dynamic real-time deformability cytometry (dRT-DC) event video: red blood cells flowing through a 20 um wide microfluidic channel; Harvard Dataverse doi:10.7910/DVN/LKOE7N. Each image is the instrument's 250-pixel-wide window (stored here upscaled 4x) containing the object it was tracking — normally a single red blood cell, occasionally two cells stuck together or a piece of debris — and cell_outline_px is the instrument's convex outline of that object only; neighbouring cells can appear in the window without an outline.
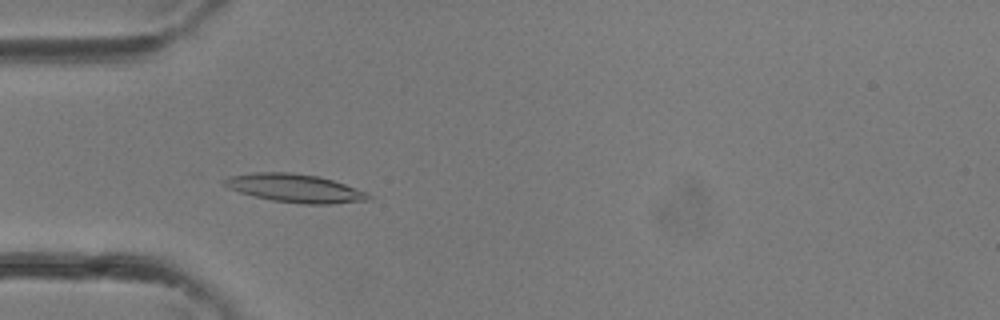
{"species": "common noctule bat (a hibernating species)", "species_latin": "Nyctalus noctula", "temperature_condition": "room temperature", "stored_images_in_passage": 29, "camera_frame_rate_fps": 3000, "um_per_image_px": 0.085, "animal": {"sex": "female"}, "frame": {"image": 1, "passage_image": 11, "time_ms": 3.333, "image_size_px": [1000, 320], "cell_outline_px": [[372, 200], [332, 204], [300, 204], [272, 200], [240, 192], [224, 184], [220, 180], [228, 176], [252, 172], [292, 172], [320, 176], [368, 192], [372, 196]], "centroid_in_image_um": [25.11, 15.99], "position_along_channel_um": 59.9, "area_um2": 23.93}}
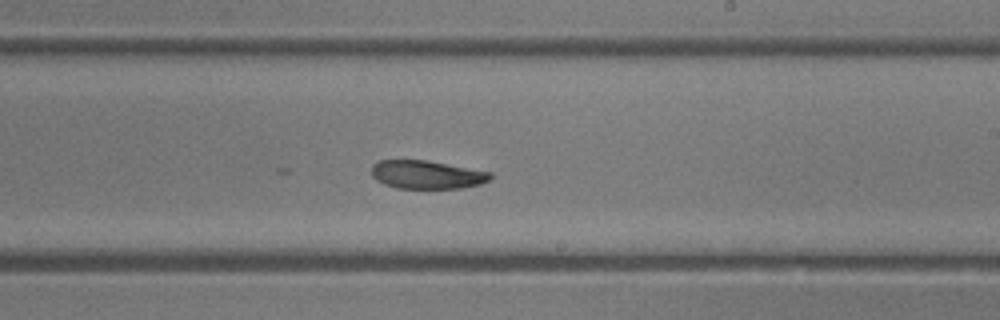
{"frame": {"image": 2, "passage_image": 21, "time_ms": 6.667, "image_size_px": [1000, 320], "cell_outline_px": [[492, 176], [488, 180], [480, 184], [460, 188], [396, 188], [384, 184], [376, 180], [372, 176], [372, 164], [380, 160], [428, 160], [492, 172]], "centroid_in_image_um": [36.27, 14.84], "position_along_channel_um": 252.7, "area_um2": 19.65}}
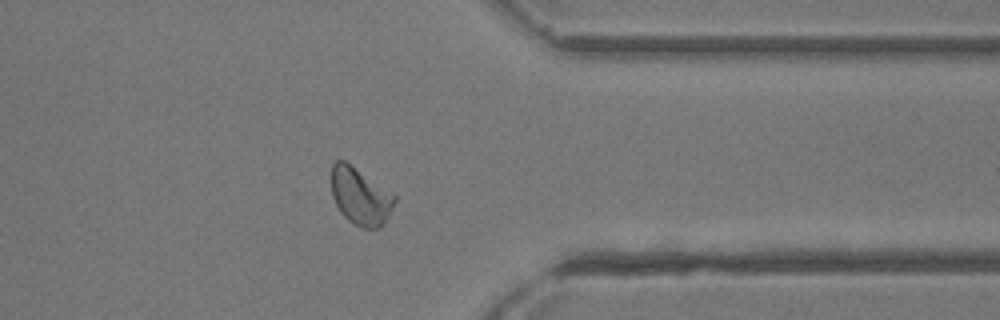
{"frame": {"image": 3, "passage_image": 28, "time_ms": 9.0, "image_size_px": [1000, 320], "cell_outline_px": [[396, 200], [384, 224], [380, 228], [364, 228], [348, 220], [340, 212], [332, 196], [332, 164], [336, 160], [344, 160], [392, 192], [396, 196]], "centroid_in_image_um": [30.63, 16.69], "position_along_channel_um": 380.8, "area_um2": 20.87}}